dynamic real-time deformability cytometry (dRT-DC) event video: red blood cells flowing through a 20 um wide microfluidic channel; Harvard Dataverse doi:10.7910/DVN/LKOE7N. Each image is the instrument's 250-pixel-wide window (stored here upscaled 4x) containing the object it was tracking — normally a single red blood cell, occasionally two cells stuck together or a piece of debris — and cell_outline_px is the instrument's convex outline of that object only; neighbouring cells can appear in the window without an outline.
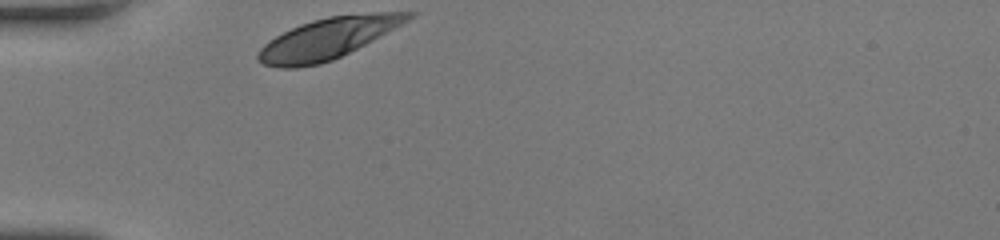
{"species": "human", "species_latin": "Homo sapiens", "temperature_condition": "room temperature", "stored_images_in_passage": 26, "camera_frame_rate_fps": 3000, "um_per_image_px": 0.085, "donor": {"sex": "female"}, "frame": {"image": 1, "passage_image": 1, "time_ms": 0.0, "image_size_px": [1000, 240], "cell_outline_px": [[416, 12], [408, 20], [372, 40], [332, 60], [320, 64], [296, 68], [280, 68], [264, 64], [256, 60], [256, 52], [268, 40], [300, 24], [312, 20], [328, 16], [372, 12]], "centroid_in_image_um": [27.79, 3.27], "position_along_channel_um": 57.2, "area_um2": 35.43}}
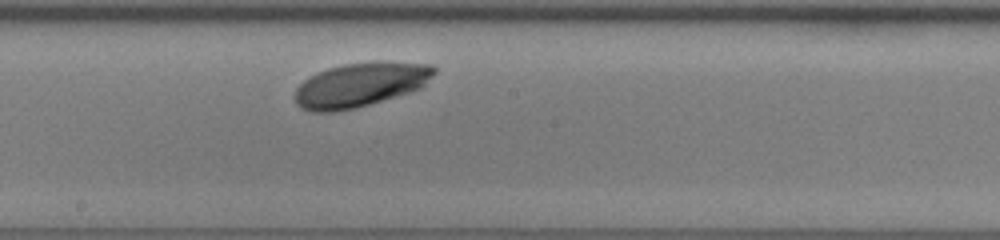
{"frame": {"image": 2, "passage_image": 14, "time_ms": 4.333, "image_size_px": [1000, 240], "cell_outline_px": [[436, 72], [420, 88], [396, 96], [356, 108], [332, 112], [312, 112], [300, 108], [296, 104], [296, 88], [304, 80], [328, 68], [344, 64], [432, 64], [436, 68]], "centroid_in_image_um": [30.57, 7.26], "position_along_channel_um": 217.6, "area_um2": 34.62}}
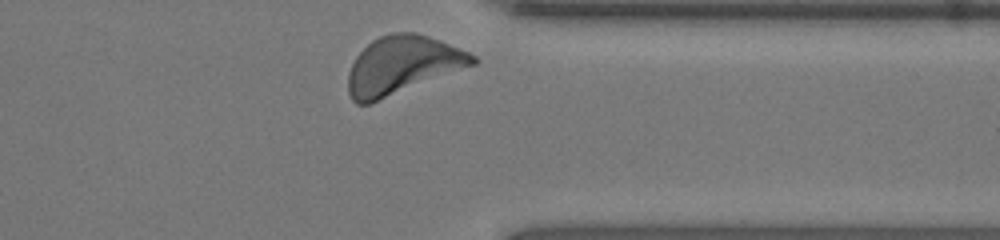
{"frame": {"image": 3, "passage_image": 26, "time_ms": 8.333, "image_size_px": [1000, 240], "cell_outline_px": [[480, 60], [476, 64], [368, 104], [356, 104], [352, 100], [348, 92], [348, 72], [356, 56], [372, 40], [380, 36], [392, 32], [416, 32], [440, 40], [468, 52], [476, 56]], "centroid_in_image_um": [34.19, 5.53], "position_along_channel_um": 377.2, "area_um2": 41.79}, "authors_computed_cell_mechanics": {"area_um2": 36.0672, "velocity_mm_per_s": 4.0091, "shape_relaxation_time_tau1_ms": 1.0358, "shape_relaxation_time_tau2_ms": null, "deformation_change_tau1": 0.09, "deformation_change_tau2": null}}